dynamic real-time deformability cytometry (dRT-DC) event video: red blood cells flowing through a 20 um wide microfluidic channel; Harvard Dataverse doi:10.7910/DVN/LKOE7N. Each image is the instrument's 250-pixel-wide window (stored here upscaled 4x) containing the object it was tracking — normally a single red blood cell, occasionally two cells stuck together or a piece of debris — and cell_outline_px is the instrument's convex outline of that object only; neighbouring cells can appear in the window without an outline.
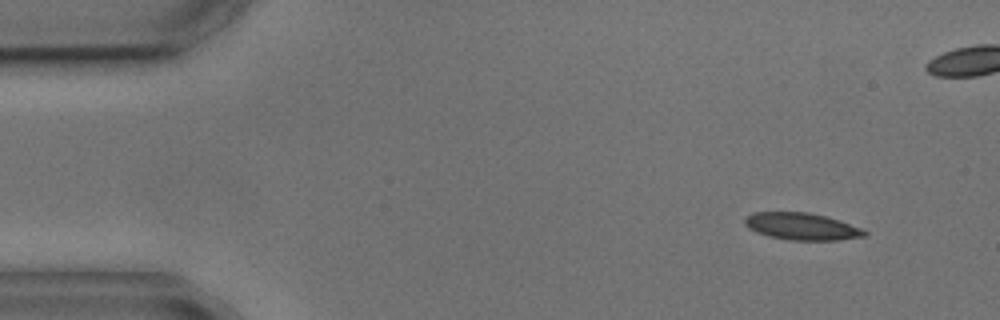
{"species": "common noctule bat (a hibernating species)", "species_latin": "Nyctalus noctula", "temperature_condition": "cold", "stored_images_in_passage": 5, "camera_frame_rate_fps": 3000, "um_per_image_px": 0.085, "animal": {"sex": "male", "body_mass_g": 17.9, "forearm_length_mm": 54.2}, "frame": {"image": 1, "passage_image": 1, "time_ms": 0.0, "image_size_px": [1000, 320], "cell_outline_px": [[868, 232], [864, 236], [836, 240], [792, 240], [768, 236], [756, 232], [748, 228], [744, 224], [744, 216], [752, 212], [808, 212], [840, 220], [860, 228]], "centroid_in_image_um": [68.08, 19.24], "position_along_channel_um": 16.9, "area_um2": 18.84}}
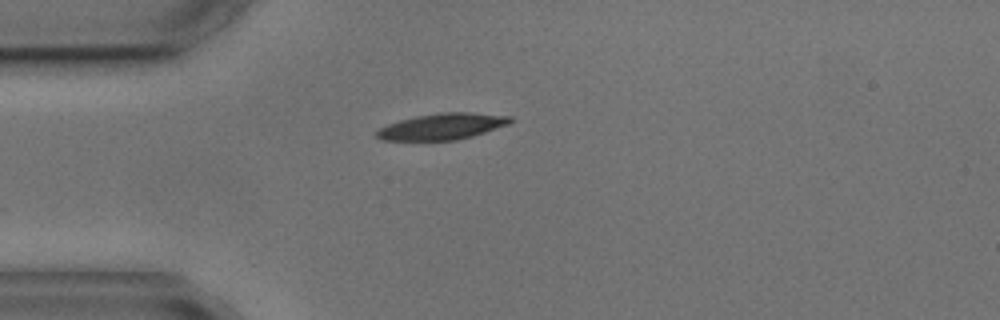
{"frame": {"image": 2, "passage_image": 5, "time_ms": 5.333, "image_size_px": [1000, 320], "cell_outline_px": [[516, 120], [508, 124], [472, 136], [456, 140], [380, 140], [376, 136], [376, 132], [380, 128], [388, 124], [400, 120], [416, 116], [444, 112], [468, 112], [512, 116]], "centroid_in_image_um": [37.61, 10.74], "position_along_channel_um": 47.4, "area_um2": 20.29}}